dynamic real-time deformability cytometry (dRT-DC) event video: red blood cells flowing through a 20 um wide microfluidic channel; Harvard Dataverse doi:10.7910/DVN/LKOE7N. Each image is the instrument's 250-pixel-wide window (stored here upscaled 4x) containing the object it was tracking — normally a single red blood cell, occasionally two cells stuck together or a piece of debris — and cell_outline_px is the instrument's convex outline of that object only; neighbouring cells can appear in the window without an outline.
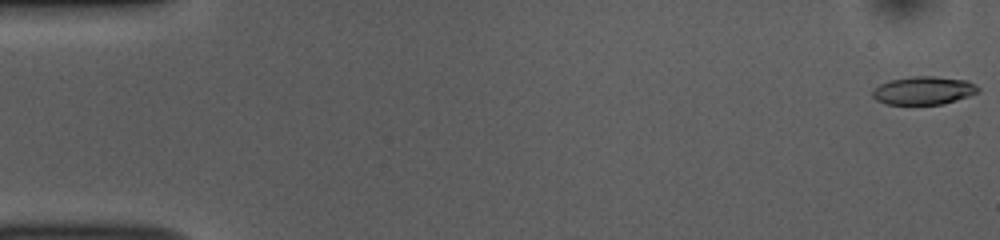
{"species": "common noctule bat (a hibernating species)", "species_latin": "Nyctalus noctula", "temperature_condition": "room temperature", "stored_images_in_passage": 53, "camera_frame_rate_fps": 3000, "um_per_image_px": 0.085, "animal": {"sex": "female", "body_mass_g": 10.0, "forearm_length_mm": 53.1}, "frame": {"image": 1, "passage_image": 1, "time_ms": 0.0, "image_size_px": [1000, 240], "cell_outline_px": [[980, 92], [944, 104], [884, 104], [876, 100], [872, 96], [872, 92], [880, 84], [888, 80], [912, 76], [932, 76], [968, 80], [976, 84], [980, 88]], "centroid_in_image_um": [78.53, 7.69], "position_along_channel_um": 6.5, "area_um2": 17.46}}
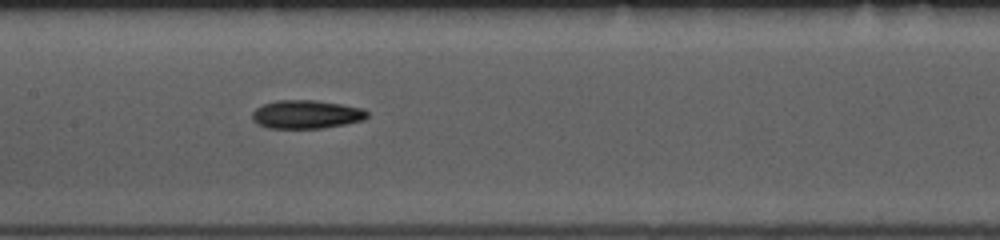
{"frame": {"image": 2, "passage_image": 26, "time_ms": 8.333, "image_size_px": [1000, 240], "cell_outline_px": [[368, 116], [364, 120], [344, 124], [320, 128], [268, 128], [256, 124], [252, 120], [252, 112], [256, 108], [264, 104], [276, 100], [316, 100], [364, 108], [368, 112]], "centroid_in_image_um": [26.02, 9.72], "position_along_channel_um": 181.4, "area_um2": 19.13}}
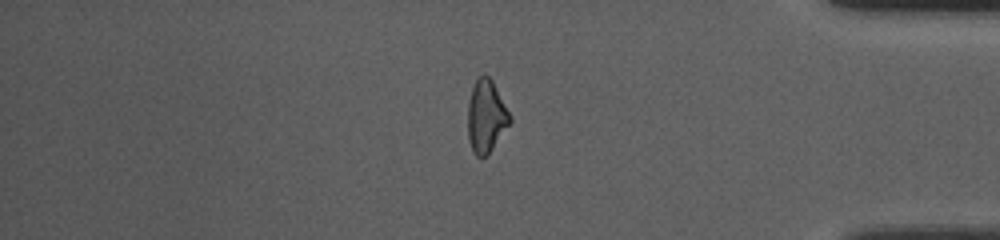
{"frame": {"image": 3, "passage_image": 45, "time_ms": 14.667, "image_size_px": [1000, 240], "cell_outline_px": [[512, 120], [492, 148], [480, 160], [472, 152], [468, 136], [468, 104], [472, 88], [476, 80], [484, 72], [492, 80], [512, 116]], "centroid_in_image_um": [41.32, 9.88], "position_along_channel_um": 393.9, "area_um2": 17.74}, "authors_computed_cell_mechanics": {"area_um2": 18.2648, "velocity_mm_per_s": 3.7904, "shape_relaxation_time_tau1_ms": 3.471, "shape_relaxation_time_tau2_ms": 4.0373, "deformation_change_tau1": 0.1378, "deformation_change_tau2": 0.1189}}